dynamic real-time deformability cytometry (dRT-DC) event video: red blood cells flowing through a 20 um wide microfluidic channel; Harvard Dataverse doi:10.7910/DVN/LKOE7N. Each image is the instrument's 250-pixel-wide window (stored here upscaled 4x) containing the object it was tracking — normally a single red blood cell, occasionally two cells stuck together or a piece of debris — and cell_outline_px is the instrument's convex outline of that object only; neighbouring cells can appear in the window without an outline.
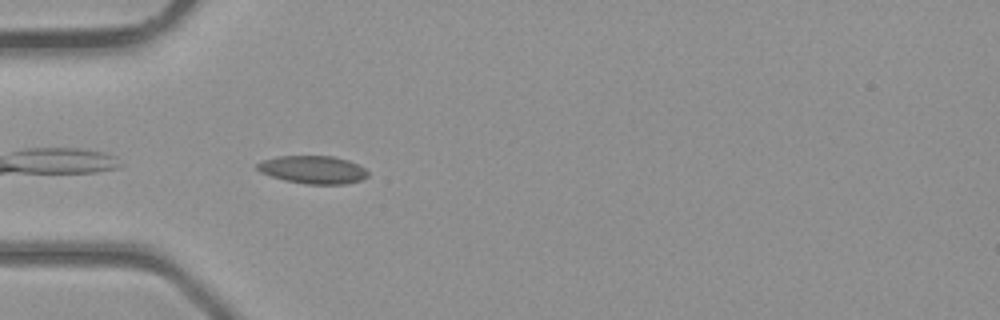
{"species": "common noctule bat (a hibernating species)", "species_latin": "Nyctalus noctula", "temperature_condition": "room temperature", "stored_images_in_passage": 6, "camera_frame_rate_fps": 3000, "um_per_image_px": 0.085, "animal": {"sex": "male", "body_mass_g": 23.1, "forearm_length_mm": 52.7}, "frame": {"image": 1, "passage_image": 1, "time_ms": 0.0, "image_size_px": [1000, 320], "cell_outline_px": [[368, 176], [360, 180], [344, 184], [308, 184], [284, 180], [260, 172], [256, 168], [256, 164], [264, 160], [276, 156], [332, 156], [348, 160], [364, 168], [368, 172]], "centroid_in_image_um": [26.59, 14.42], "position_along_channel_um": 58.4, "area_um2": 17.86}}
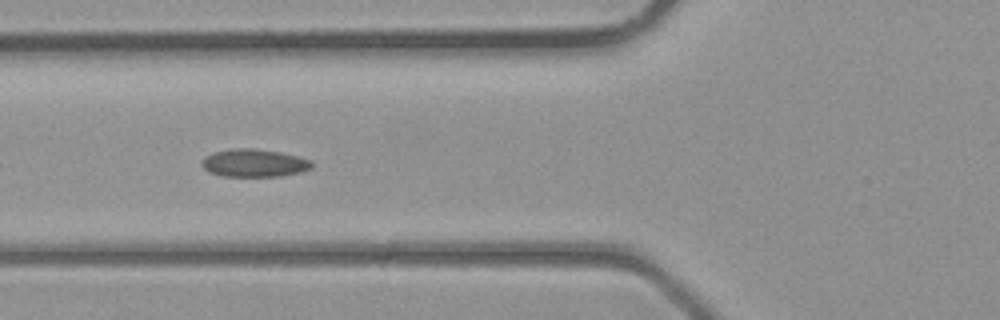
{"frame": {"image": 2, "passage_image": 4, "time_ms": 1.0, "image_size_px": [1000, 320], "cell_outline_px": [[312, 168], [300, 172], [280, 176], [220, 176], [208, 172], [200, 164], [204, 156], [212, 152], [232, 148], [252, 148], [280, 152], [312, 160]], "centroid_in_image_um": [21.55, 13.85], "position_along_channel_um": 104.2, "area_um2": 17.98}}